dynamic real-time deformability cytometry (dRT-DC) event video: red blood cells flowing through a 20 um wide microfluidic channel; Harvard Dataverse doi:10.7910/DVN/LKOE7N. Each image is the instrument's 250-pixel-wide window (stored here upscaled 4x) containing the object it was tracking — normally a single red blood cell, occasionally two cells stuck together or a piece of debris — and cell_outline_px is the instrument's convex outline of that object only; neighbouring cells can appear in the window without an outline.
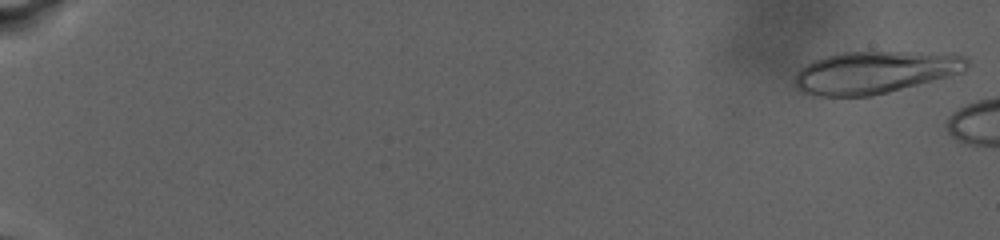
{"species": "human", "species_latin": "Homo sapiens", "temperature_condition": "warm", "stored_images_in_passage": 11, "camera_frame_rate_fps": 3000, "um_per_image_px": 0.085, "donor": {"sex": "male"}, "frame": {"image": 1, "passage_image": 2, "time_ms": 0.333, "image_size_px": [1000, 240], "cell_outline_px": [[968, 64], [964, 72], [888, 92], [872, 96], [820, 96], [800, 92], [796, 88], [796, 72], [800, 68], [824, 56], [840, 52], [956, 52], [964, 56], [968, 60]], "centroid_in_image_um": [74.41, 6.13], "position_along_channel_um": 10.6, "area_um2": 42.71}}